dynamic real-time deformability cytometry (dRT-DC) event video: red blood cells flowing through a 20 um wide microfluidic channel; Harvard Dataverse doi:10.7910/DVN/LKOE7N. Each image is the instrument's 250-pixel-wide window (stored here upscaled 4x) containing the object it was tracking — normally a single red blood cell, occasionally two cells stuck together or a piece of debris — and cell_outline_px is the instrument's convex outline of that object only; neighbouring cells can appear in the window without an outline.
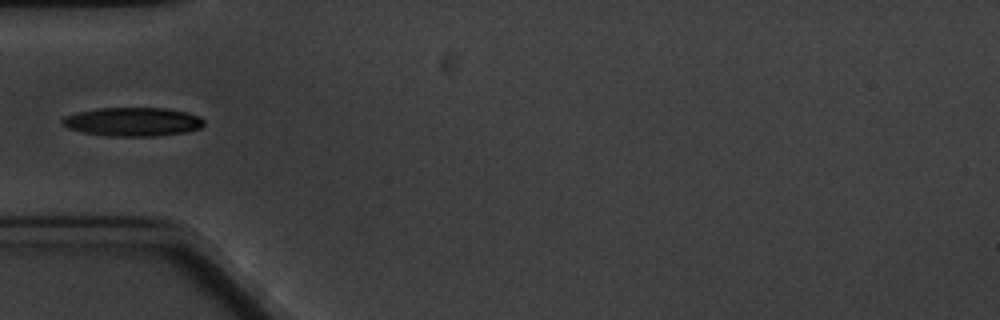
{"species": "common noctule bat (a hibernating species)", "species_latin": "Nyctalus noctula", "temperature_condition": "cold", "stored_images_in_passage": 7, "camera_frame_rate_fps": 3000, "um_per_image_px": 0.085, "animal": {"sex": "male", "body_mass_g": 20.1, "forearm_length_mm": 53.5}, "frame": {"image": 1, "passage_image": 1, "time_ms": 0.0, "image_size_px": [1000, 320], "cell_outline_px": [[204, 124], [200, 128], [184, 132], [156, 136], [108, 136], [84, 132], [68, 128], [60, 124], [60, 120], [64, 116], [96, 108], [164, 108], [188, 112], [200, 116], [204, 120]], "centroid_in_image_um": [11.28, 10.35], "position_along_channel_um": 73.7, "area_um2": 23.76}}
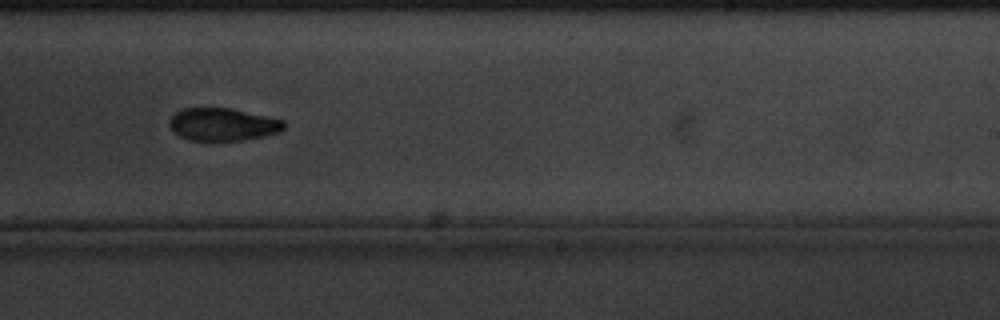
{"frame": {"image": 2, "passage_image": 6, "time_ms": 6.0, "image_size_px": [1000, 320], "cell_outline_px": [[284, 128], [280, 132], [264, 136], [244, 140], [188, 140], [172, 132], [168, 124], [168, 120], [176, 112], [184, 108], [228, 108], [284, 120]], "centroid_in_image_um": [18.9, 10.58], "position_along_channel_um": 270.1, "area_um2": 21.73}}